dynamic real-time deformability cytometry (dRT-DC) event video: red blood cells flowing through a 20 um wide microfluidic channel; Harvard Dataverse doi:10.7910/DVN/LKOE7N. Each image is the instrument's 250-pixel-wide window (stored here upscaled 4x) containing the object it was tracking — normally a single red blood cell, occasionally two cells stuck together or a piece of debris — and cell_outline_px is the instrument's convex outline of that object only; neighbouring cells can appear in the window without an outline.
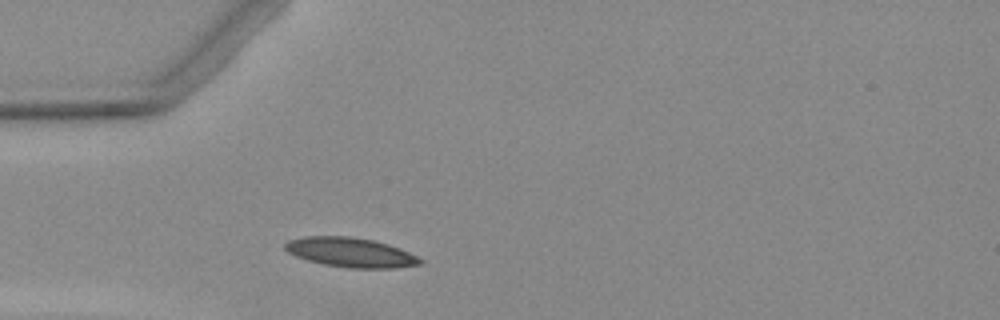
{"species": "Egyptian fruit bat (a non-hibernating species)", "species_latin": "Rousettus aegyptiacus", "temperature_condition": "warm", "stored_images_in_passage": 1, "camera_frame_rate_fps": 3000, "um_per_image_px": 0.085, "animal": {"sex": "female"}, "frame": {"image": 1, "passage_image": 1, "time_ms": 0.0, "image_size_px": [1000, 320], "cell_outline_px": [[424, 260], [420, 264], [396, 268], [348, 268], [324, 264], [308, 260], [296, 256], [288, 252], [284, 248], [284, 244], [288, 240], [304, 236], [352, 236], [372, 240], [388, 244], [400, 248]], "centroid_in_image_um": [29.79, 21.45], "position_along_channel_um": 55.2, "area_um2": 23.24}}